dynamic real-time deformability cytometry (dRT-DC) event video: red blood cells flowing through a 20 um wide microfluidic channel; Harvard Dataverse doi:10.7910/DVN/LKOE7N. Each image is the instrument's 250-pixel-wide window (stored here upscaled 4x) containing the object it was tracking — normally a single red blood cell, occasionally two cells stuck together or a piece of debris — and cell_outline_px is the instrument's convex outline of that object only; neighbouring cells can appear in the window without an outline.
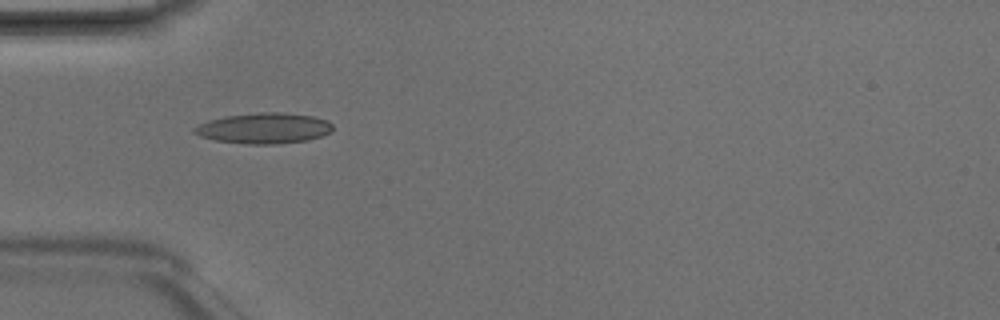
{"species": "Egyptian fruit bat (a non-hibernating species)", "species_latin": "Rousettus aegyptiacus", "temperature_condition": "room temperature", "stored_images_in_passage": 6, "camera_frame_rate_fps": 3000, "um_per_image_px": 0.085, "animal": {"sex": "male"}, "frame": {"image": 1, "passage_image": 4, "time_ms": 1.0, "image_size_px": [1000, 320], "cell_outline_px": [[332, 132], [308, 140], [276, 144], [248, 144], [216, 140], [200, 136], [192, 132], [192, 128], [208, 120], [224, 116], [260, 112], [280, 112], [312, 116], [328, 120], [332, 124]], "centroid_in_image_um": [22.43, 10.89], "position_along_channel_um": 62.6, "area_um2": 24.74}}
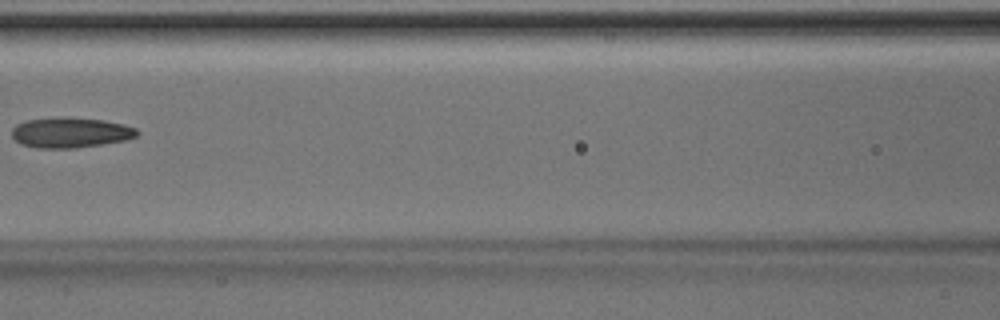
{"frame": {"image": 2, "passage_image": 6, "time_ms": 1.667, "image_size_px": [1000, 320], "cell_outline_px": [[140, 132], [136, 136], [124, 140], [76, 148], [40, 148], [20, 144], [12, 136], [12, 128], [16, 124], [24, 120], [64, 116], [104, 120], [124, 124], [136, 128]], "centroid_in_image_um": [5.97, 11.25], "position_along_channel_um": 160.6, "area_um2": 22.25}}